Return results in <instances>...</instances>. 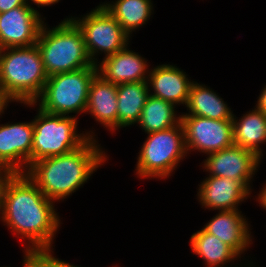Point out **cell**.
I'll use <instances>...</instances> for the list:
<instances>
[{"label": "cell", "mask_w": 266, "mask_h": 267, "mask_svg": "<svg viewBox=\"0 0 266 267\" xmlns=\"http://www.w3.org/2000/svg\"><path fill=\"white\" fill-rule=\"evenodd\" d=\"M54 251H29L27 267H81L54 256Z\"/></svg>", "instance_id": "cell-24"}, {"label": "cell", "mask_w": 266, "mask_h": 267, "mask_svg": "<svg viewBox=\"0 0 266 267\" xmlns=\"http://www.w3.org/2000/svg\"><path fill=\"white\" fill-rule=\"evenodd\" d=\"M147 82L149 95L185 107L194 81L176 65L165 63L150 69Z\"/></svg>", "instance_id": "cell-14"}, {"label": "cell", "mask_w": 266, "mask_h": 267, "mask_svg": "<svg viewBox=\"0 0 266 267\" xmlns=\"http://www.w3.org/2000/svg\"><path fill=\"white\" fill-rule=\"evenodd\" d=\"M9 173L4 171V170H0V192H1V188L3 185V182L5 180V177L8 175Z\"/></svg>", "instance_id": "cell-29"}, {"label": "cell", "mask_w": 266, "mask_h": 267, "mask_svg": "<svg viewBox=\"0 0 266 267\" xmlns=\"http://www.w3.org/2000/svg\"><path fill=\"white\" fill-rule=\"evenodd\" d=\"M263 188L260 189L255 201L259 203V206L266 210V183L262 185Z\"/></svg>", "instance_id": "cell-27"}, {"label": "cell", "mask_w": 266, "mask_h": 267, "mask_svg": "<svg viewBox=\"0 0 266 267\" xmlns=\"http://www.w3.org/2000/svg\"><path fill=\"white\" fill-rule=\"evenodd\" d=\"M101 5L116 19L122 29L132 36L154 14L151 0H114L101 2Z\"/></svg>", "instance_id": "cell-22"}, {"label": "cell", "mask_w": 266, "mask_h": 267, "mask_svg": "<svg viewBox=\"0 0 266 267\" xmlns=\"http://www.w3.org/2000/svg\"><path fill=\"white\" fill-rule=\"evenodd\" d=\"M69 18L81 30L88 55L95 65L99 63V54H104L103 58L111 56L126 48L132 39L101 4L80 18L72 15Z\"/></svg>", "instance_id": "cell-8"}, {"label": "cell", "mask_w": 266, "mask_h": 267, "mask_svg": "<svg viewBox=\"0 0 266 267\" xmlns=\"http://www.w3.org/2000/svg\"><path fill=\"white\" fill-rule=\"evenodd\" d=\"M189 242L193 254L203 259L205 267H228L230 262L232 266L234 261L241 258L230 246L214 235L209 234L203 228L193 233ZM249 262L243 264V266H256L253 261ZM241 266L242 263L240 264ZM234 267H238V265Z\"/></svg>", "instance_id": "cell-18"}, {"label": "cell", "mask_w": 266, "mask_h": 267, "mask_svg": "<svg viewBox=\"0 0 266 267\" xmlns=\"http://www.w3.org/2000/svg\"><path fill=\"white\" fill-rule=\"evenodd\" d=\"M147 135L138 152L135 175L140 179L169 178L188 155L181 122L169 129Z\"/></svg>", "instance_id": "cell-7"}, {"label": "cell", "mask_w": 266, "mask_h": 267, "mask_svg": "<svg viewBox=\"0 0 266 267\" xmlns=\"http://www.w3.org/2000/svg\"><path fill=\"white\" fill-rule=\"evenodd\" d=\"M56 211L55 202L26 173L5 177L0 192V220L21 242L25 239L28 246L23 250H54L53 241L62 223Z\"/></svg>", "instance_id": "cell-1"}, {"label": "cell", "mask_w": 266, "mask_h": 267, "mask_svg": "<svg viewBox=\"0 0 266 267\" xmlns=\"http://www.w3.org/2000/svg\"><path fill=\"white\" fill-rule=\"evenodd\" d=\"M97 73L98 67L90 66L49 76L41 95L33 103L23 105H39L42 111L55 115L71 116L75 113L76 117L85 114L90 83Z\"/></svg>", "instance_id": "cell-5"}, {"label": "cell", "mask_w": 266, "mask_h": 267, "mask_svg": "<svg viewBox=\"0 0 266 267\" xmlns=\"http://www.w3.org/2000/svg\"><path fill=\"white\" fill-rule=\"evenodd\" d=\"M27 3V0H0V13L7 12L18 6L26 5Z\"/></svg>", "instance_id": "cell-25"}, {"label": "cell", "mask_w": 266, "mask_h": 267, "mask_svg": "<svg viewBox=\"0 0 266 267\" xmlns=\"http://www.w3.org/2000/svg\"><path fill=\"white\" fill-rule=\"evenodd\" d=\"M253 108L239 119L233 115V141L234 145L249 149L263 158L261 146L266 144V114Z\"/></svg>", "instance_id": "cell-19"}, {"label": "cell", "mask_w": 266, "mask_h": 267, "mask_svg": "<svg viewBox=\"0 0 266 267\" xmlns=\"http://www.w3.org/2000/svg\"><path fill=\"white\" fill-rule=\"evenodd\" d=\"M0 117L5 114V109ZM33 122L0 124V170L25 173L32 164Z\"/></svg>", "instance_id": "cell-10"}, {"label": "cell", "mask_w": 266, "mask_h": 267, "mask_svg": "<svg viewBox=\"0 0 266 267\" xmlns=\"http://www.w3.org/2000/svg\"><path fill=\"white\" fill-rule=\"evenodd\" d=\"M23 254H24V256H23V267H27V262H28V257H29V251H26V250H23ZM2 267V266H1ZM4 267V266H3ZM5 267H7V266H5ZM10 267V266H9Z\"/></svg>", "instance_id": "cell-30"}, {"label": "cell", "mask_w": 266, "mask_h": 267, "mask_svg": "<svg viewBox=\"0 0 266 267\" xmlns=\"http://www.w3.org/2000/svg\"><path fill=\"white\" fill-rule=\"evenodd\" d=\"M198 186L201 208L210 211L239 210L238 206L252 194L241 182L223 177L208 175Z\"/></svg>", "instance_id": "cell-13"}, {"label": "cell", "mask_w": 266, "mask_h": 267, "mask_svg": "<svg viewBox=\"0 0 266 267\" xmlns=\"http://www.w3.org/2000/svg\"><path fill=\"white\" fill-rule=\"evenodd\" d=\"M48 75L36 44L0 49V95L9 103H33Z\"/></svg>", "instance_id": "cell-3"}, {"label": "cell", "mask_w": 266, "mask_h": 267, "mask_svg": "<svg viewBox=\"0 0 266 267\" xmlns=\"http://www.w3.org/2000/svg\"><path fill=\"white\" fill-rule=\"evenodd\" d=\"M44 19L29 3L0 13V49L35 45Z\"/></svg>", "instance_id": "cell-12"}, {"label": "cell", "mask_w": 266, "mask_h": 267, "mask_svg": "<svg viewBox=\"0 0 266 267\" xmlns=\"http://www.w3.org/2000/svg\"><path fill=\"white\" fill-rule=\"evenodd\" d=\"M262 158L255 152L237 145L210 153L202 162L209 176L223 177L241 182L252 193V179L259 170Z\"/></svg>", "instance_id": "cell-11"}, {"label": "cell", "mask_w": 266, "mask_h": 267, "mask_svg": "<svg viewBox=\"0 0 266 267\" xmlns=\"http://www.w3.org/2000/svg\"><path fill=\"white\" fill-rule=\"evenodd\" d=\"M175 108L174 104L149 95L137 126L146 134L174 127L181 122V114Z\"/></svg>", "instance_id": "cell-23"}, {"label": "cell", "mask_w": 266, "mask_h": 267, "mask_svg": "<svg viewBox=\"0 0 266 267\" xmlns=\"http://www.w3.org/2000/svg\"><path fill=\"white\" fill-rule=\"evenodd\" d=\"M8 105V103L0 95V112Z\"/></svg>", "instance_id": "cell-31"}, {"label": "cell", "mask_w": 266, "mask_h": 267, "mask_svg": "<svg viewBox=\"0 0 266 267\" xmlns=\"http://www.w3.org/2000/svg\"><path fill=\"white\" fill-rule=\"evenodd\" d=\"M187 153L210 154L234 145L232 119L181 115Z\"/></svg>", "instance_id": "cell-9"}, {"label": "cell", "mask_w": 266, "mask_h": 267, "mask_svg": "<svg viewBox=\"0 0 266 267\" xmlns=\"http://www.w3.org/2000/svg\"><path fill=\"white\" fill-rule=\"evenodd\" d=\"M255 106L266 114V85L262 88Z\"/></svg>", "instance_id": "cell-26"}, {"label": "cell", "mask_w": 266, "mask_h": 267, "mask_svg": "<svg viewBox=\"0 0 266 267\" xmlns=\"http://www.w3.org/2000/svg\"><path fill=\"white\" fill-rule=\"evenodd\" d=\"M187 112L181 115H195L214 120L232 119L233 111L227 102L205 84L194 81L186 103Z\"/></svg>", "instance_id": "cell-20"}, {"label": "cell", "mask_w": 266, "mask_h": 267, "mask_svg": "<svg viewBox=\"0 0 266 267\" xmlns=\"http://www.w3.org/2000/svg\"><path fill=\"white\" fill-rule=\"evenodd\" d=\"M47 25L44 22L36 46L48 77L97 66L88 55L81 30L70 18L52 29Z\"/></svg>", "instance_id": "cell-4"}, {"label": "cell", "mask_w": 266, "mask_h": 267, "mask_svg": "<svg viewBox=\"0 0 266 267\" xmlns=\"http://www.w3.org/2000/svg\"><path fill=\"white\" fill-rule=\"evenodd\" d=\"M148 96L147 81L117 85L118 130L123 127L134 126L139 122Z\"/></svg>", "instance_id": "cell-21"}, {"label": "cell", "mask_w": 266, "mask_h": 267, "mask_svg": "<svg viewBox=\"0 0 266 267\" xmlns=\"http://www.w3.org/2000/svg\"><path fill=\"white\" fill-rule=\"evenodd\" d=\"M102 149L97 138H89L70 153L37 160L25 173L49 200L64 201L108 161Z\"/></svg>", "instance_id": "cell-2"}, {"label": "cell", "mask_w": 266, "mask_h": 267, "mask_svg": "<svg viewBox=\"0 0 266 267\" xmlns=\"http://www.w3.org/2000/svg\"><path fill=\"white\" fill-rule=\"evenodd\" d=\"M34 132L32 163L40 159L64 155L81 147L95 132L78 133V117L49 114L37 107L32 119Z\"/></svg>", "instance_id": "cell-6"}, {"label": "cell", "mask_w": 266, "mask_h": 267, "mask_svg": "<svg viewBox=\"0 0 266 267\" xmlns=\"http://www.w3.org/2000/svg\"><path fill=\"white\" fill-rule=\"evenodd\" d=\"M243 216L241 210H224L208 221L203 229L230 246L241 258L250 248L254 239L251 235V225ZM250 226V227H249Z\"/></svg>", "instance_id": "cell-15"}, {"label": "cell", "mask_w": 266, "mask_h": 267, "mask_svg": "<svg viewBox=\"0 0 266 267\" xmlns=\"http://www.w3.org/2000/svg\"><path fill=\"white\" fill-rule=\"evenodd\" d=\"M30 5H36L38 8L45 6H52L55 3L60 2L61 0H27ZM33 2V4H31Z\"/></svg>", "instance_id": "cell-28"}, {"label": "cell", "mask_w": 266, "mask_h": 267, "mask_svg": "<svg viewBox=\"0 0 266 267\" xmlns=\"http://www.w3.org/2000/svg\"><path fill=\"white\" fill-rule=\"evenodd\" d=\"M137 52L127 46L97 64L98 74L113 84L147 81L149 64Z\"/></svg>", "instance_id": "cell-16"}, {"label": "cell", "mask_w": 266, "mask_h": 267, "mask_svg": "<svg viewBox=\"0 0 266 267\" xmlns=\"http://www.w3.org/2000/svg\"><path fill=\"white\" fill-rule=\"evenodd\" d=\"M117 109V85L97 73L90 83L85 114L113 133L118 130Z\"/></svg>", "instance_id": "cell-17"}]
</instances>
